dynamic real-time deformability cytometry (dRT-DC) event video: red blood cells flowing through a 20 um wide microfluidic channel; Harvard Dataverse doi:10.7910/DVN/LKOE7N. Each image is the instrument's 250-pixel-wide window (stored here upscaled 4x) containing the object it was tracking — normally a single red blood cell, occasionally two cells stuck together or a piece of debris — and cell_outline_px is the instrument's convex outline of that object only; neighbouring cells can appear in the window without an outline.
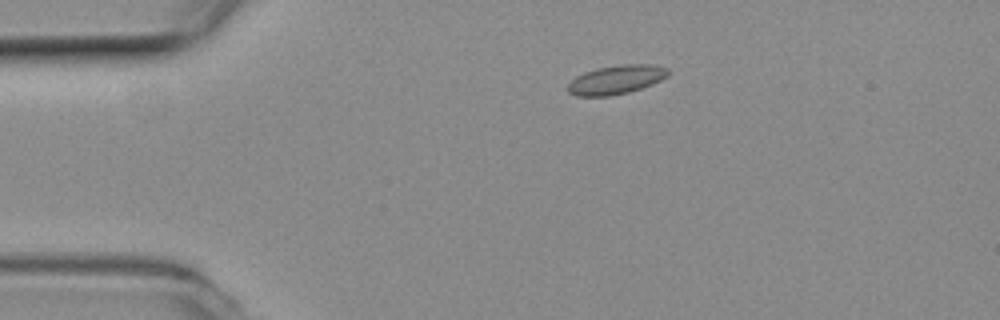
{"species": "common noctule bat (a hibernating species)", "species_latin": "Nyctalus noctula", "temperature_condition": "room temperature", "stored_images_in_passage": 8, "camera_frame_rate_fps": 3000, "um_per_image_px": 0.085, "animal": {"sex": "female", "body_mass_g": 19.3, "forearm_length_mm": 54.1}, "frame": {"image": 1, "passage_image": 3, "time_ms": 0.667, "image_size_px": [1000, 320], "cell_outline_px": [[668, 76], [652, 84], [628, 92], [608, 96], [576, 96], [568, 92], [568, 84], [576, 76], [584, 72], [596, 68], [620, 64], [652, 64], [668, 68]], "centroid_in_image_um": [52.36, 6.76], "position_along_channel_um": 32.6, "area_um2": 16.88}}
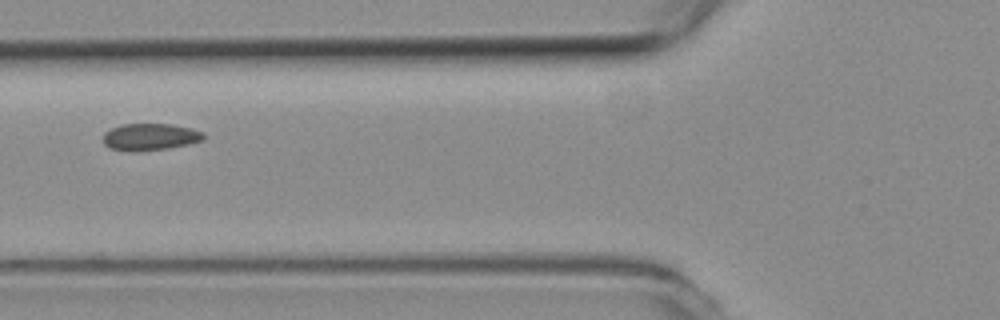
{"frame": {"image": 2, "passage_image": 5, "time_ms": 1.333, "image_size_px": [1000, 320], "cell_outline_px": [[204, 140], [188, 144], [168, 148], [108, 148], [104, 144], [104, 132], [120, 124], [172, 124], [192, 128], [204, 132]], "centroid_in_image_um": [12.83, 11.57], "position_along_channel_um": 113.0, "area_um2": 15.03}}
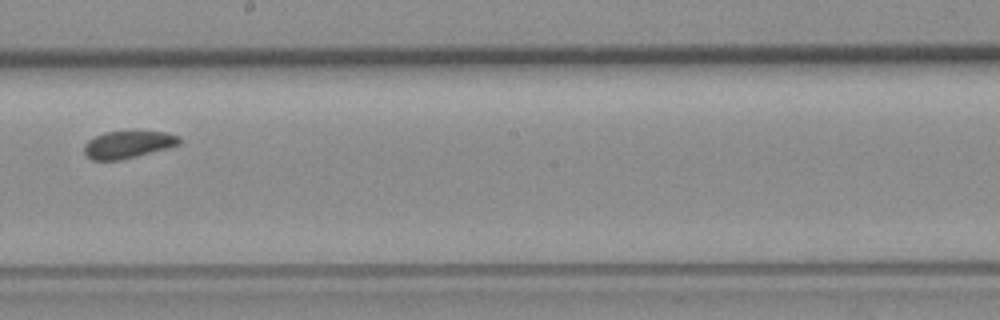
{"frame": {"image": 3, "passage_image": 8, "time_ms": 2.333, "image_size_px": [1000, 320], "cell_outline_px": [[184, 140], [180, 144], [136, 156], [120, 160], [92, 160], [84, 152], [84, 144], [88, 140], [104, 132], [168, 132], [180, 136]], "centroid_in_image_um": [10.9, 12.28], "position_along_channel_um": 237.3, "area_um2": 14.97}}